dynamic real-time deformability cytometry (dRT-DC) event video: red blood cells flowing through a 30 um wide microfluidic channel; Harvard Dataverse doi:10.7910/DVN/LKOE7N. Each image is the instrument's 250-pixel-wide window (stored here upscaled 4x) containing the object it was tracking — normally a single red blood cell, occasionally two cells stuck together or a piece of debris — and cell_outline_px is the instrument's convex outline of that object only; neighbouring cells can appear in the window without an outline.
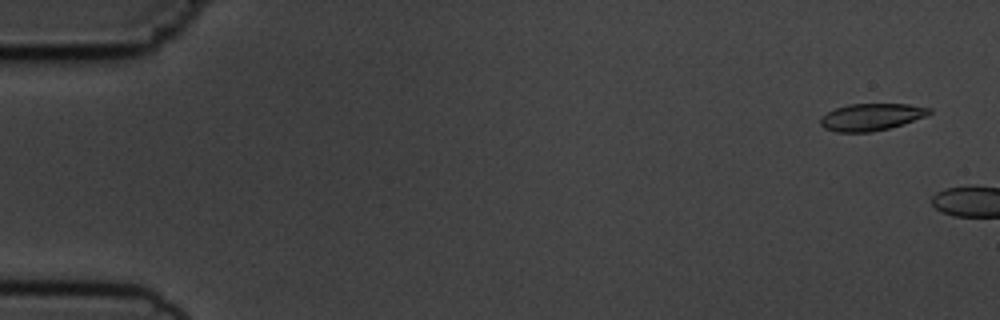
{"species": "common noctule bat (a hibernating species)", "species_latin": "Nyctalus noctula", "temperature_condition": "cold", "stored_images_in_passage": 6, "camera_frame_rate_fps": 3000, "um_per_image_px": 0.085, "animal": {"sex": "male", "body_mass_g": 19.5, "forearm_length_mm": 54.6}, "frame": {"image": 1, "passage_image": 6, "time_ms": 6.0, "image_size_px": [1000, 320], "cell_outline_px": [[932, 112], [928, 116], [888, 128], [872, 132], [836, 132], [824, 128], [820, 124], [820, 116], [836, 108], [848, 104], [908, 104], [932, 108]], "centroid_in_image_um": [74.06, 9.94], "position_along_channel_um": 10.9, "area_um2": 17.22}}